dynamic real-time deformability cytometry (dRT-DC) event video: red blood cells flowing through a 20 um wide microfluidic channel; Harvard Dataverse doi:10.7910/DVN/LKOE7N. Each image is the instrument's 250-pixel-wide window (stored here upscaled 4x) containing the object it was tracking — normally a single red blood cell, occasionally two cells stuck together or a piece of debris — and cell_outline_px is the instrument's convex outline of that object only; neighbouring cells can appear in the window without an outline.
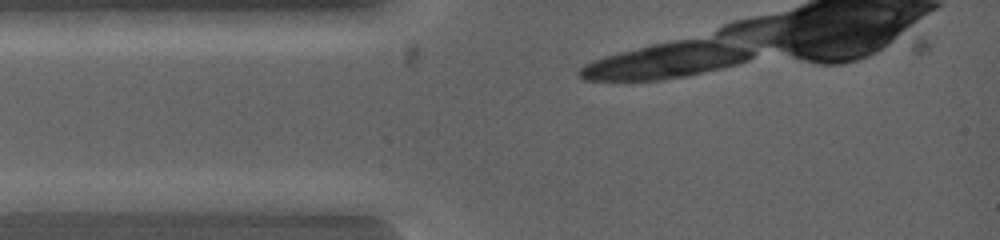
{"species": "common noctule bat (a hibernating species)", "species_latin": "Nyctalus noctula", "temperature_condition": "warm", "stored_images_in_passage": 8, "camera_frame_rate_fps": 5000, "um_per_image_px": 0.085, "animal": {"sex": "female", "body_mass_g": 19.0, "forearm_length_mm": 53.3}, "frame": {"image": 1, "passage_image": 1, "time_ms": 0.0, "image_size_px": [1000, 240], "cell_outline_px": [[312, 200], [304, 216], [292, 216], [172, 208], [164, 200], [216, 192], [292, 192]], "centroid_in_image_um": [20.91, 17.25], "position_along_channel_um": 64.1, "area_um2": 18.96}}